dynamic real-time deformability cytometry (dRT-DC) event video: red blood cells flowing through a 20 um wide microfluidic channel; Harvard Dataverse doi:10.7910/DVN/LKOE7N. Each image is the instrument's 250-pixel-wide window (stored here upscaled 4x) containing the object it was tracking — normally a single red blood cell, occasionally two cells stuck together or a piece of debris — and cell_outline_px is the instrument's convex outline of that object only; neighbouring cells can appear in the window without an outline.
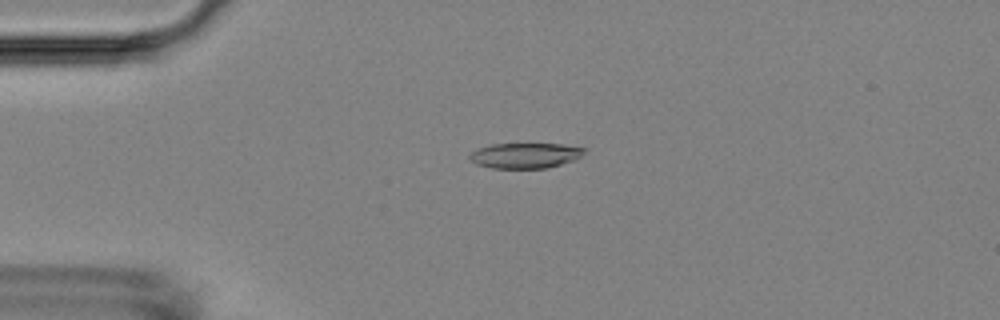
{"species": "Egyptian fruit bat (a non-hibernating species)", "species_latin": "Rousettus aegyptiacus", "temperature_condition": "room temperature", "stored_images_in_passage": 50, "camera_frame_rate_fps": 3000, "um_per_image_px": 0.085, "animal": {"sex": "female"}, "frame": {"image": 1, "passage_image": 8, "time_ms": 2.333, "image_size_px": [1000, 320], "cell_outline_px": [[584, 152], [580, 156], [572, 160], [548, 168], [492, 168], [476, 164], [468, 156], [476, 148], [492, 144], [564, 144], [584, 148]], "centroid_in_image_um": [44.6, 13.21], "position_along_channel_um": 40.4, "area_um2": 16.76}}
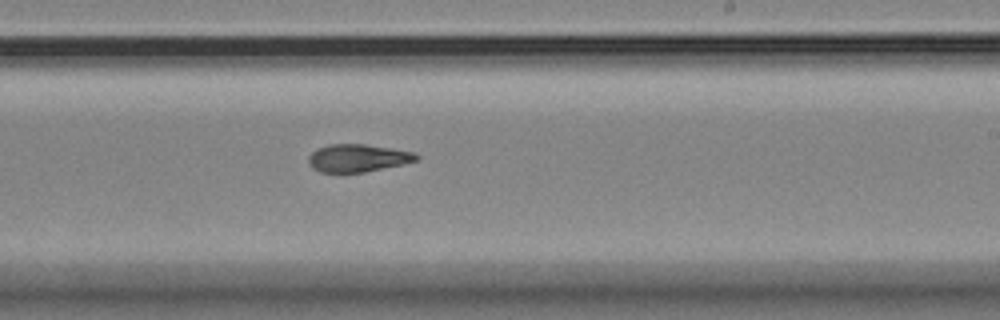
{"frame": {"image": 2, "passage_image": 28, "time_ms": 9.0, "image_size_px": [1000, 320], "cell_outline_px": [[420, 156], [416, 160], [404, 164], [364, 172], [320, 172], [312, 168], [308, 164], [308, 156], [316, 148], [328, 144], [364, 144], [412, 152]], "centroid_in_image_um": [30.35, 13.43], "position_along_channel_um": 258.7, "area_um2": 17.34}}
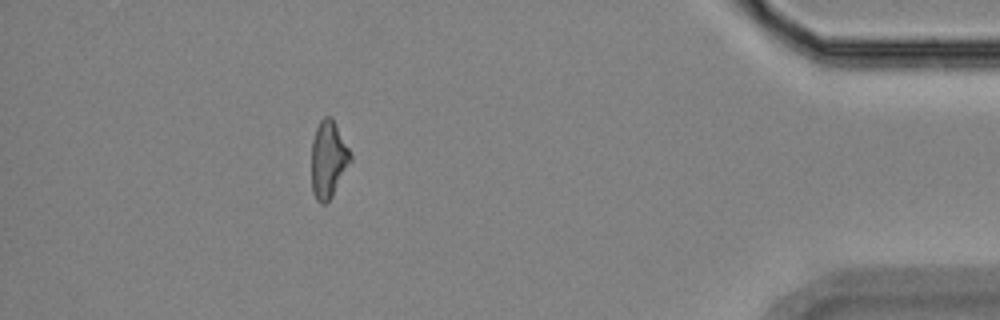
{"frame": {"image": 3, "passage_image": 44, "time_ms": 14.333, "image_size_px": [1000, 320], "cell_outline_px": [[352, 160], [332, 196], [324, 204], [320, 204], [316, 200], [312, 192], [312, 140], [316, 128], [320, 120], [324, 116], [332, 116], [352, 156]], "centroid_in_image_um": [27.9, 13.54], "position_along_channel_um": 407.3, "area_um2": 17.46}, "authors_computed_cell_mechanics": {"area_um2": 17.8024, "velocity_mm_per_s": 3.6812, "shape_relaxation_time_tau1_ms": null, "shape_relaxation_time_tau2_ms": 5.1826, "deformation_change_tau1": null, "deformation_change_tau2": 0.1174}}